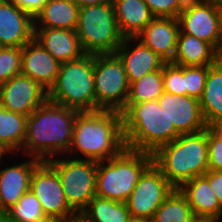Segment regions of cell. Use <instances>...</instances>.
Instances as JSON below:
<instances>
[{
    "instance_id": "48",
    "label": "cell",
    "mask_w": 222,
    "mask_h": 222,
    "mask_svg": "<svg viewBox=\"0 0 222 222\" xmlns=\"http://www.w3.org/2000/svg\"><path fill=\"white\" fill-rule=\"evenodd\" d=\"M5 213L2 209H1V204H0V214Z\"/></svg>"
},
{
    "instance_id": "28",
    "label": "cell",
    "mask_w": 222,
    "mask_h": 222,
    "mask_svg": "<svg viewBox=\"0 0 222 222\" xmlns=\"http://www.w3.org/2000/svg\"><path fill=\"white\" fill-rule=\"evenodd\" d=\"M164 92L163 68L145 74L140 79L130 83L126 104H138L144 101L157 100Z\"/></svg>"
},
{
    "instance_id": "8",
    "label": "cell",
    "mask_w": 222,
    "mask_h": 222,
    "mask_svg": "<svg viewBox=\"0 0 222 222\" xmlns=\"http://www.w3.org/2000/svg\"><path fill=\"white\" fill-rule=\"evenodd\" d=\"M52 158L47 162L56 170L69 206L78 214L96 196L98 162L81 158Z\"/></svg>"
},
{
    "instance_id": "41",
    "label": "cell",
    "mask_w": 222,
    "mask_h": 222,
    "mask_svg": "<svg viewBox=\"0 0 222 222\" xmlns=\"http://www.w3.org/2000/svg\"><path fill=\"white\" fill-rule=\"evenodd\" d=\"M128 222H153V220L149 218L130 217Z\"/></svg>"
},
{
    "instance_id": "43",
    "label": "cell",
    "mask_w": 222,
    "mask_h": 222,
    "mask_svg": "<svg viewBox=\"0 0 222 222\" xmlns=\"http://www.w3.org/2000/svg\"><path fill=\"white\" fill-rule=\"evenodd\" d=\"M217 55H218V59L222 61V27H221V37H220L219 45L217 48Z\"/></svg>"
},
{
    "instance_id": "30",
    "label": "cell",
    "mask_w": 222,
    "mask_h": 222,
    "mask_svg": "<svg viewBox=\"0 0 222 222\" xmlns=\"http://www.w3.org/2000/svg\"><path fill=\"white\" fill-rule=\"evenodd\" d=\"M5 214L13 222H51L44 214L41 203L30 190Z\"/></svg>"
},
{
    "instance_id": "35",
    "label": "cell",
    "mask_w": 222,
    "mask_h": 222,
    "mask_svg": "<svg viewBox=\"0 0 222 222\" xmlns=\"http://www.w3.org/2000/svg\"><path fill=\"white\" fill-rule=\"evenodd\" d=\"M209 170H222V138L208 127Z\"/></svg>"
},
{
    "instance_id": "18",
    "label": "cell",
    "mask_w": 222,
    "mask_h": 222,
    "mask_svg": "<svg viewBox=\"0 0 222 222\" xmlns=\"http://www.w3.org/2000/svg\"><path fill=\"white\" fill-rule=\"evenodd\" d=\"M134 40L136 37H125L116 50V54L124 65L129 84L145 74L162 69L166 63L140 40L137 41L135 47L130 49L129 45Z\"/></svg>"
},
{
    "instance_id": "24",
    "label": "cell",
    "mask_w": 222,
    "mask_h": 222,
    "mask_svg": "<svg viewBox=\"0 0 222 222\" xmlns=\"http://www.w3.org/2000/svg\"><path fill=\"white\" fill-rule=\"evenodd\" d=\"M118 27L123 37H136L155 17L144 0H114Z\"/></svg>"
},
{
    "instance_id": "20",
    "label": "cell",
    "mask_w": 222,
    "mask_h": 222,
    "mask_svg": "<svg viewBox=\"0 0 222 222\" xmlns=\"http://www.w3.org/2000/svg\"><path fill=\"white\" fill-rule=\"evenodd\" d=\"M34 39L60 63L76 60L85 54L76 30L34 27Z\"/></svg>"
},
{
    "instance_id": "21",
    "label": "cell",
    "mask_w": 222,
    "mask_h": 222,
    "mask_svg": "<svg viewBox=\"0 0 222 222\" xmlns=\"http://www.w3.org/2000/svg\"><path fill=\"white\" fill-rule=\"evenodd\" d=\"M179 190L187 198L195 216L222 218V206L205 175L185 182Z\"/></svg>"
},
{
    "instance_id": "11",
    "label": "cell",
    "mask_w": 222,
    "mask_h": 222,
    "mask_svg": "<svg viewBox=\"0 0 222 222\" xmlns=\"http://www.w3.org/2000/svg\"><path fill=\"white\" fill-rule=\"evenodd\" d=\"M174 190L160 169L152 163L126 201L130 216L153 219L155 211Z\"/></svg>"
},
{
    "instance_id": "15",
    "label": "cell",
    "mask_w": 222,
    "mask_h": 222,
    "mask_svg": "<svg viewBox=\"0 0 222 222\" xmlns=\"http://www.w3.org/2000/svg\"><path fill=\"white\" fill-rule=\"evenodd\" d=\"M34 39V18L8 0H0V45L22 48Z\"/></svg>"
},
{
    "instance_id": "7",
    "label": "cell",
    "mask_w": 222,
    "mask_h": 222,
    "mask_svg": "<svg viewBox=\"0 0 222 222\" xmlns=\"http://www.w3.org/2000/svg\"><path fill=\"white\" fill-rule=\"evenodd\" d=\"M76 33L85 54L91 55L114 54L124 39L113 4L80 7Z\"/></svg>"
},
{
    "instance_id": "10",
    "label": "cell",
    "mask_w": 222,
    "mask_h": 222,
    "mask_svg": "<svg viewBox=\"0 0 222 222\" xmlns=\"http://www.w3.org/2000/svg\"><path fill=\"white\" fill-rule=\"evenodd\" d=\"M30 191L41 203L42 210L51 222L71 220L79 216L68 204L56 170L41 161L34 169Z\"/></svg>"
},
{
    "instance_id": "31",
    "label": "cell",
    "mask_w": 222,
    "mask_h": 222,
    "mask_svg": "<svg viewBox=\"0 0 222 222\" xmlns=\"http://www.w3.org/2000/svg\"><path fill=\"white\" fill-rule=\"evenodd\" d=\"M22 48L2 47L0 49V84L21 73Z\"/></svg>"
},
{
    "instance_id": "46",
    "label": "cell",
    "mask_w": 222,
    "mask_h": 222,
    "mask_svg": "<svg viewBox=\"0 0 222 222\" xmlns=\"http://www.w3.org/2000/svg\"><path fill=\"white\" fill-rule=\"evenodd\" d=\"M0 222H6V214L5 213L0 214Z\"/></svg>"
},
{
    "instance_id": "1",
    "label": "cell",
    "mask_w": 222,
    "mask_h": 222,
    "mask_svg": "<svg viewBox=\"0 0 222 222\" xmlns=\"http://www.w3.org/2000/svg\"><path fill=\"white\" fill-rule=\"evenodd\" d=\"M79 111L46 100L27 118L22 152L47 161L69 152ZM59 154V155H58Z\"/></svg>"
},
{
    "instance_id": "5",
    "label": "cell",
    "mask_w": 222,
    "mask_h": 222,
    "mask_svg": "<svg viewBox=\"0 0 222 222\" xmlns=\"http://www.w3.org/2000/svg\"><path fill=\"white\" fill-rule=\"evenodd\" d=\"M152 163V153L126 147L117 156L99 161L96 195L118 202H126L140 177Z\"/></svg>"
},
{
    "instance_id": "47",
    "label": "cell",
    "mask_w": 222,
    "mask_h": 222,
    "mask_svg": "<svg viewBox=\"0 0 222 222\" xmlns=\"http://www.w3.org/2000/svg\"><path fill=\"white\" fill-rule=\"evenodd\" d=\"M6 222H13L12 220H10L7 215H6Z\"/></svg>"
},
{
    "instance_id": "19",
    "label": "cell",
    "mask_w": 222,
    "mask_h": 222,
    "mask_svg": "<svg viewBox=\"0 0 222 222\" xmlns=\"http://www.w3.org/2000/svg\"><path fill=\"white\" fill-rule=\"evenodd\" d=\"M41 160L31 157L19 165L0 170V204L6 212L14 206L22 195L30 190V180L35 167Z\"/></svg>"
},
{
    "instance_id": "17",
    "label": "cell",
    "mask_w": 222,
    "mask_h": 222,
    "mask_svg": "<svg viewBox=\"0 0 222 222\" xmlns=\"http://www.w3.org/2000/svg\"><path fill=\"white\" fill-rule=\"evenodd\" d=\"M60 64L35 39L22 47L21 74L30 77L47 91L56 81Z\"/></svg>"
},
{
    "instance_id": "22",
    "label": "cell",
    "mask_w": 222,
    "mask_h": 222,
    "mask_svg": "<svg viewBox=\"0 0 222 222\" xmlns=\"http://www.w3.org/2000/svg\"><path fill=\"white\" fill-rule=\"evenodd\" d=\"M217 50L195 36L179 33L171 63L179 66L213 65L218 61Z\"/></svg>"
},
{
    "instance_id": "16",
    "label": "cell",
    "mask_w": 222,
    "mask_h": 222,
    "mask_svg": "<svg viewBox=\"0 0 222 222\" xmlns=\"http://www.w3.org/2000/svg\"><path fill=\"white\" fill-rule=\"evenodd\" d=\"M180 32L178 18L155 17L137 36L166 63L172 62Z\"/></svg>"
},
{
    "instance_id": "40",
    "label": "cell",
    "mask_w": 222,
    "mask_h": 222,
    "mask_svg": "<svg viewBox=\"0 0 222 222\" xmlns=\"http://www.w3.org/2000/svg\"><path fill=\"white\" fill-rule=\"evenodd\" d=\"M218 218L205 217V216H194L190 222H218Z\"/></svg>"
},
{
    "instance_id": "13",
    "label": "cell",
    "mask_w": 222,
    "mask_h": 222,
    "mask_svg": "<svg viewBox=\"0 0 222 222\" xmlns=\"http://www.w3.org/2000/svg\"><path fill=\"white\" fill-rule=\"evenodd\" d=\"M48 99V91L24 74L0 84V106L8 111L29 116Z\"/></svg>"
},
{
    "instance_id": "9",
    "label": "cell",
    "mask_w": 222,
    "mask_h": 222,
    "mask_svg": "<svg viewBox=\"0 0 222 222\" xmlns=\"http://www.w3.org/2000/svg\"><path fill=\"white\" fill-rule=\"evenodd\" d=\"M129 85L116 53L94 55L95 111L121 112L128 101Z\"/></svg>"
},
{
    "instance_id": "39",
    "label": "cell",
    "mask_w": 222,
    "mask_h": 222,
    "mask_svg": "<svg viewBox=\"0 0 222 222\" xmlns=\"http://www.w3.org/2000/svg\"><path fill=\"white\" fill-rule=\"evenodd\" d=\"M209 128L220 138H222V120H219L209 126Z\"/></svg>"
},
{
    "instance_id": "3",
    "label": "cell",
    "mask_w": 222,
    "mask_h": 222,
    "mask_svg": "<svg viewBox=\"0 0 222 222\" xmlns=\"http://www.w3.org/2000/svg\"><path fill=\"white\" fill-rule=\"evenodd\" d=\"M153 163L175 188L203 176L209 170L208 127L198 133L180 134L175 140L159 147Z\"/></svg>"
},
{
    "instance_id": "45",
    "label": "cell",
    "mask_w": 222,
    "mask_h": 222,
    "mask_svg": "<svg viewBox=\"0 0 222 222\" xmlns=\"http://www.w3.org/2000/svg\"><path fill=\"white\" fill-rule=\"evenodd\" d=\"M5 154H7V152L3 148L0 147V161H1V163L3 162L2 161L3 160L2 156L5 155Z\"/></svg>"
},
{
    "instance_id": "42",
    "label": "cell",
    "mask_w": 222,
    "mask_h": 222,
    "mask_svg": "<svg viewBox=\"0 0 222 222\" xmlns=\"http://www.w3.org/2000/svg\"><path fill=\"white\" fill-rule=\"evenodd\" d=\"M195 1L216 5L222 8V0H195Z\"/></svg>"
},
{
    "instance_id": "33",
    "label": "cell",
    "mask_w": 222,
    "mask_h": 222,
    "mask_svg": "<svg viewBox=\"0 0 222 222\" xmlns=\"http://www.w3.org/2000/svg\"><path fill=\"white\" fill-rule=\"evenodd\" d=\"M164 91L177 95H186L184 84L183 66L165 63L163 66Z\"/></svg>"
},
{
    "instance_id": "2",
    "label": "cell",
    "mask_w": 222,
    "mask_h": 222,
    "mask_svg": "<svg viewBox=\"0 0 222 222\" xmlns=\"http://www.w3.org/2000/svg\"><path fill=\"white\" fill-rule=\"evenodd\" d=\"M125 147L120 112L99 110L77 114L69 154L78 151L84 159L99 162L117 156Z\"/></svg>"
},
{
    "instance_id": "29",
    "label": "cell",
    "mask_w": 222,
    "mask_h": 222,
    "mask_svg": "<svg viewBox=\"0 0 222 222\" xmlns=\"http://www.w3.org/2000/svg\"><path fill=\"white\" fill-rule=\"evenodd\" d=\"M187 198L175 189L155 211L153 222H190L194 217Z\"/></svg>"
},
{
    "instance_id": "25",
    "label": "cell",
    "mask_w": 222,
    "mask_h": 222,
    "mask_svg": "<svg viewBox=\"0 0 222 222\" xmlns=\"http://www.w3.org/2000/svg\"><path fill=\"white\" fill-rule=\"evenodd\" d=\"M199 102L207 127L222 120V61L210 65Z\"/></svg>"
},
{
    "instance_id": "26",
    "label": "cell",
    "mask_w": 222,
    "mask_h": 222,
    "mask_svg": "<svg viewBox=\"0 0 222 222\" xmlns=\"http://www.w3.org/2000/svg\"><path fill=\"white\" fill-rule=\"evenodd\" d=\"M27 116L0 106V147L7 153L22 151L26 135Z\"/></svg>"
},
{
    "instance_id": "12",
    "label": "cell",
    "mask_w": 222,
    "mask_h": 222,
    "mask_svg": "<svg viewBox=\"0 0 222 222\" xmlns=\"http://www.w3.org/2000/svg\"><path fill=\"white\" fill-rule=\"evenodd\" d=\"M179 33H186L210 43L216 50L222 27V8L195 0H187L178 16Z\"/></svg>"
},
{
    "instance_id": "38",
    "label": "cell",
    "mask_w": 222,
    "mask_h": 222,
    "mask_svg": "<svg viewBox=\"0 0 222 222\" xmlns=\"http://www.w3.org/2000/svg\"><path fill=\"white\" fill-rule=\"evenodd\" d=\"M79 7L101 5V4H113L114 0H74Z\"/></svg>"
},
{
    "instance_id": "6",
    "label": "cell",
    "mask_w": 222,
    "mask_h": 222,
    "mask_svg": "<svg viewBox=\"0 0 222 222\" xmlns=\"http://www.w3.org/2000/svg\"><path fill=\"white\" fill-rule=\"evenodd\" d=\"M48 100L79 112H95L94 55L61 63Z\"/></svg>"
},
{
    "instance_id": "23",
    "label": "cell",
    "mask_w": 222,
    "mask_h": 222,
    "mask_svg": "<svg viewBox=\"0 0 222 222\" xmlns=\"http://www.w3.org/2000/svg\"><path fill=\"white\" fill-rule=\"evenodd\" d=\"M79 9L74 0H47L34 18V27L76 30Z\"/></svg>"
},
{
    "instance_id": "44",
    "label": "cell",
    "mask_w": 222,
    "mask_h": 222,
    "mask_svg": "<svg viewBox=\"0 0 222 222\" xmlns=\"http://www.w3.org/2000/svg\"><path fill=\"white\" fill-rule=\"evenodd\" d=\"M61 222H85V221L80 216H77L76 218H73L71 220L61 221Z\"/></svg>"
},
{
    "instance_id": "36",
    "label": "cell",
    "mask_w": 222,
    "mask_h": 222,
    "mask_svg": "<svg viewBox=\"0 0 222 222\" xmlns=\"http://www.w3.org/2000/svg\"><path fill=\"white\" fill-rule=\"evenodd\" d=\"M33 18L42 10L47 0H8Z\"/></svg>"
},
{
    "instance_id": "27",
    "label": "cell",
    "mask_w": 222,
    "mask_h": 222,
    "mask_svg": "<svg viewBox=\"0 0 222 222\" xmlns=\"http://www.w3.org/2000/svg\"><path fill=\"white\" fill-rule=\"evenodd\" d=\"M85 222H128L126 202L95 196L79 215Z\"/></svg>"
},
{
    "instance_id": "14",
    "label": "cell",
    "mask_w": 222,
    "mask_h": 222,
    "mask_svg": "<svg viewBox=\"0 0 222 222\" xmlns=\"http://www.w3.org/2000/svg\"><path fill=\"white\" fill-rule=\"evenodd\" d=\"M170 123L180 134L198 133L207 128L198 99L166 91L157 99Z\"/></svg>"
},
{
    "instance_id": "32",
    "label": "cell",
    "mask_w": 222,
    "mask_h": 222,
    "mask_svg": "<svg viewBox=\"0 0 222 222\" xmlns=\"http://www.w3.org/2000/svg\"><path fill=\"white\" fill-rule=\"evenodd\" d=\"M210 65L183 66L186 95L200 99L202 96Z\"/></svg>"
},
{
    "instance_id": "4",
    "label": "cell",
    "mask_w": 222,
    "mask_h": 222,
    "mask_svg": "<svg viewBox=\"0 0 222 222\" xmlns=\"http://www.w3.org/2000/svg\"><path fill=\"white\" fill-rule=\"evenodd\" d=\"M120 113L126 148L153 154L180 135L158 100L126 104Z\"/></svg>"
},
{
    "instance_id": "37",
    "label": "cell",
    "mask_w": 222,
    "mask_h": 222,
    "mask_svg": "<svg viewBox=\"0 0 222 222\" xmlns=\"http://www.w3.org/2000/svg\"><path fill=\"white\" fill-rule=\"evenodd\" d=\"M204 175L209 179L210 186L222 206V170H208Z\"/></svg>"
},
{
    "instance_id": "34",
    "label": "cell",
    "mask_w": 222,
    "mask_h": 222,
    "mask_svg": "<svg viewBox=\"0 0 222 222\" xmlns=\"http://www.w3.org/2000/svg\"><path fill=\"white\" fill-rule=\"evenodd\" d=\"M154 17L178 18L187 0H144Z\"/></svg>"
}]
</instances>
